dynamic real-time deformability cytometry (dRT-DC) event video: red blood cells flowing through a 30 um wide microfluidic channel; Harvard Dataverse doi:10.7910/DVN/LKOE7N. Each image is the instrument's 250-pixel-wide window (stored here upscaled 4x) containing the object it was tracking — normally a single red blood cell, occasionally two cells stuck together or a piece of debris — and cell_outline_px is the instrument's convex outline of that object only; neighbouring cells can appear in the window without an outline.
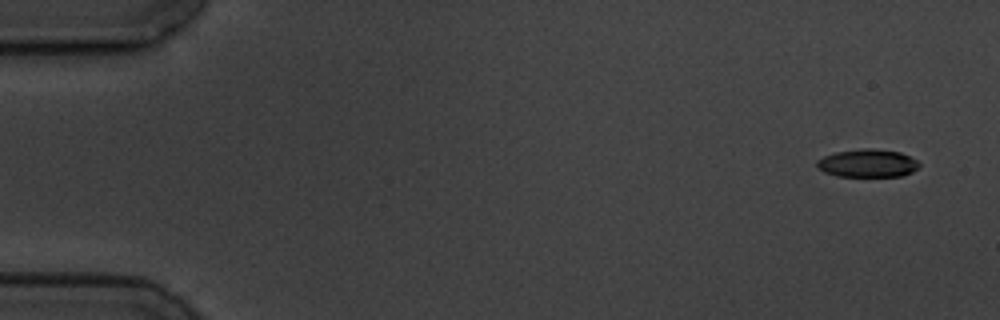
{"species": "common noctule bat (a hibernating species)", "species_latin": "Nyctalus noctula", "temperature_condition": "cold", "stored_images_in_passage": 5, "camera_frame_rate_fps": 3000, "um_per_image_px": 0.085, "animal": {"sex": "male", "body_mass_g": 19.5, "forearm_length_mm": 54.6}, "frame": {"image": 1, "passage_image": 1, "time_ms": 0.0, "image_size_px": [1000, 320], "cell_outline_px": [[920, 164], [912, 172], [900, 176], [836, 176], [824, 172], [816, 168], [816, 160], [824, 156], [836, 152], [860, 148], [872, 148], [900, 152], [916, 160]], "centroid_in_image_um": [73.69, 13.87], "position_along_channel_um": 11.3, "area_um2": 16.7}}
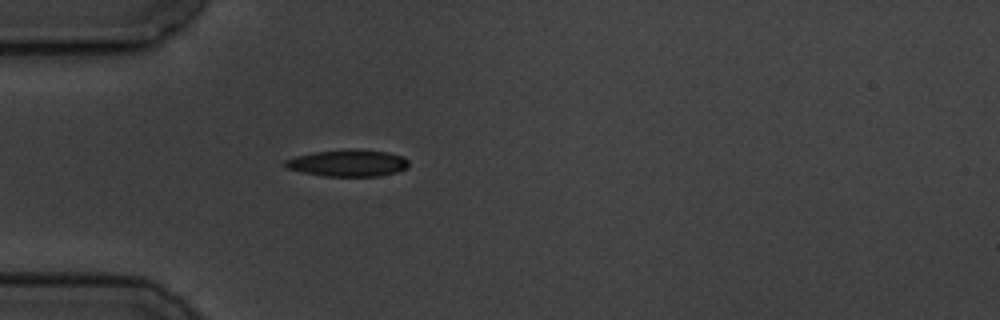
{"frame": {"image": 2, "passage_image": 5, "time_ms": 4.667, "image_size_px": [1000, 320], "cell_outline_px": [[408, 168], [396, 172], [380, 176], [324, 176], [304, 172], [288, 168], [284, 164], [284, 160], [296, 156], [312, 152], [352, 148], [360, 148], [388, 152], [404, 156], [408, 160]], "centroid_in_image_um": [29.62, 13.84], "position_along_channel_um": 55.4, "area_um2": 19.54}}